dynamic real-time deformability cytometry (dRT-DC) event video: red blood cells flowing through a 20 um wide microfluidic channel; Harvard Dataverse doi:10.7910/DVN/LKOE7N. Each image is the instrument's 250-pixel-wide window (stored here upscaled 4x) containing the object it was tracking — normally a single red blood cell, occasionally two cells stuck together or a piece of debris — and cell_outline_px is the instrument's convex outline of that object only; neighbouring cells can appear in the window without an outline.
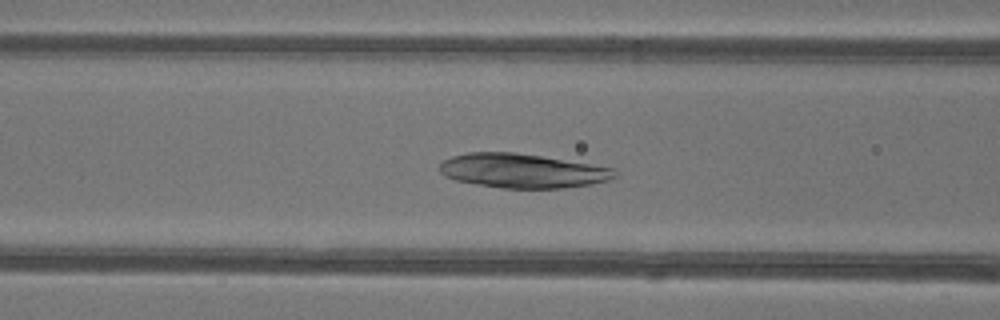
{"species": "common noctule bat (a hibernating species)", "species_latin": "Nyctalus noctula", "temperature_condition": "warm", "stored_images_in_passage": 49, "camera_frame_rate_fps": 3000, "um_per_image_px": 0.085, "animal": {"sex": "female"}, "frame": {"image": 1, "passage_image": 21, "time_ms": 6.667, "image_size_px": [1000, 320], "cell_outline_px": [[616, 176], [608, 180], [592, 184], [564, 188], [504, 188], [456, 180], [444, 176], [440, 172], [440, 164], [444, 160], [452, 156], [468, 152], [516, 152], [616, 168]], "centroid_in_image_um": [44.42, 14.51], "position_along_channel_um": 122.2, "area_um2": 34.8}}
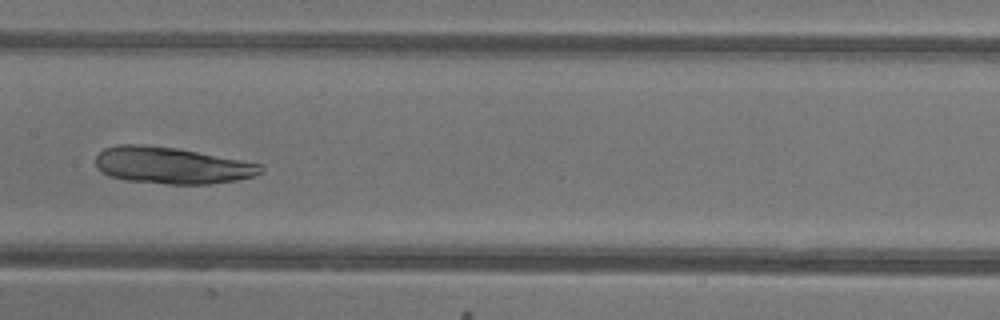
{"frame": {"image": 2, "passage_image": 26, "time_ms": 8.333, "image_size_px": [1000, 320], "cell_outline_px": [[264, 172], [252, 176], [236, 180], [208, 184], [168, 184], [124, 180], [108, 176], [96, 168], [96, 156], [104, 148], [120, 144], [140, 144], [176, 148], [264, 164]], "centroid_in_image_um": [14.59, 14.06], "position_along_channel_um": 192.8, "area_um2": 35.37}}
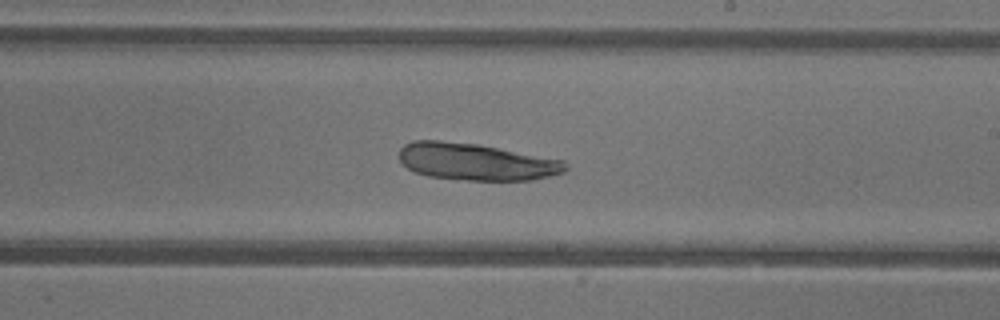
{"frame": {"image": 3, "passage_image": 30, "time_ms": 9.667, "image_size_px": [1000, 320], "cell_outline_px": [[568, 168], [564, 172], [532, 180], [468, 180], [428, 176], [416, 172], [408, 168], [400, 160], [400, 148], [404, 144], [412, 140], [440, 140], [476, 144], [564, 160], [568, 164]], "centroid_in_image_um": [40.47, 13.75], "position_along_channel_um": 248.5, "area_um2": 35.66}}